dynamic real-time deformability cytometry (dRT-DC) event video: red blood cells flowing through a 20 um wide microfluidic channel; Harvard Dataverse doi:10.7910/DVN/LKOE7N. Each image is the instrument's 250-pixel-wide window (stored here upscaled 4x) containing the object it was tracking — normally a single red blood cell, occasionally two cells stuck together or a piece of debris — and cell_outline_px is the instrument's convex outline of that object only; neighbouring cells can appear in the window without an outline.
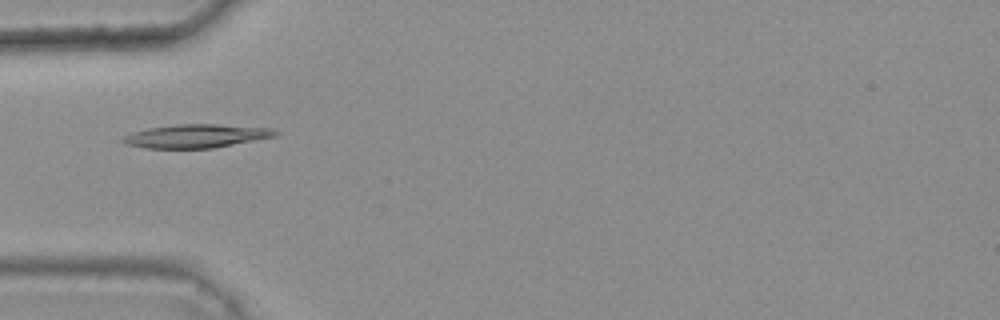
{"species": "common noctule bat (a hibernating species)", "species_latin": "Nyctalus noctula", "temperature_condition": "warm", "stored_images_in_passage": 33, "camera_frame_rate_fps": 3000, "um_per_image_px": 0.085, "animal": {"sex": "female", "body_mass_g": 25.1}, "frame": {"image": 1, "passage_image": 1, "time_ms": 0.0, "image_size_px": [1000, 320], "cell_outline_px": [[280, 132], [276, 136], [212, 148], [144, 148], [128, 144], [120, 140], [124, 136], [132, 132], [148, 128], [176, 124], [216, 124], [272, 128]], "centroid_in_image_um": [16.68, 11.55], "position_along_channel_um": 68.3, "area_um2": 20.75}}
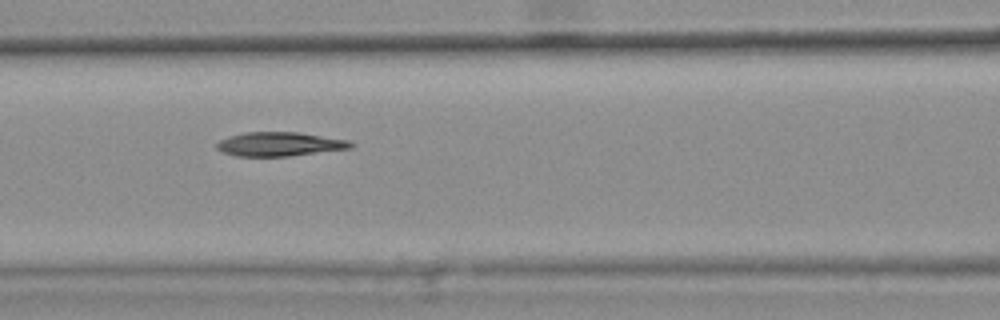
{"frame": {"image": 2, "passage_image": 7, "time_ms": 2.0, "image_size_px": [1000, 320], "cell_outline_px": [[356, 144], [352, 148], [288, 156], [236, 156], [224, 152], [216, 148], [216, 144], [220, 140], [228, 136], [244, 132], [296, 132], [348, 140]], "centroid_in_image_um": [23.76, 12.25], "position_along_channel_um": 142.8, "area_um2": 18.67}}
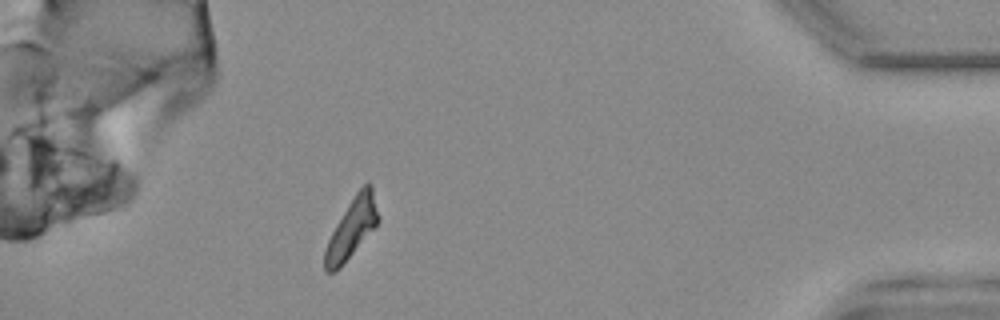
{"frame": {"image": 3, "passage_image": 32, "time_ms": 10.333, "image_size_px": [1000, 320], "cell_outline_px": [[380, 220], [352, 252], [332, 272], [328, 272], [324, 268], [324, 252], [328, 240], [336, 224], [348, 204], [356, 192], [368, 180], [372, 184], [380, 216]], "centroid_in_image_um": [29.93, 19.28], "position_along_channel_um": 405.3, "area_um2": 17.8}, "authors_computed_cell_mechanics": {"area_um2": 19.0162, "velocity_mm_per_s": 3.725, "shape_relaxation_time_tau1_ms": null, "shape_relaxation_time_tau2_ms": 6.693, "deformation_change_tau1": null, "deformation_change_tau2": 0.1256}}